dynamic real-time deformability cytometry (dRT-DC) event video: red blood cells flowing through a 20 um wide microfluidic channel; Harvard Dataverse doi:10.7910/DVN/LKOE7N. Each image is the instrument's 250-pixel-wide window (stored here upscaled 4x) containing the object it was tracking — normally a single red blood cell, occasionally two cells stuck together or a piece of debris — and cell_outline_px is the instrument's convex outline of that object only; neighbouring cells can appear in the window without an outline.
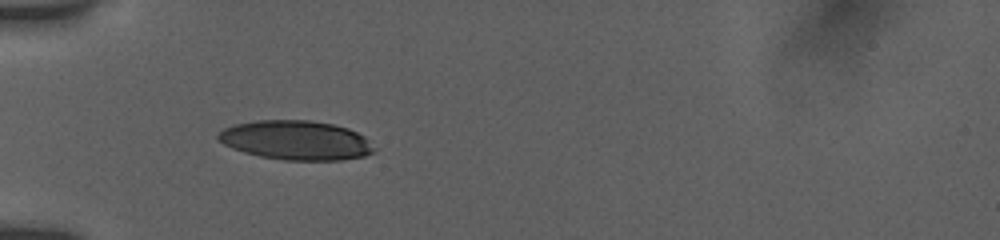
{"species": "human", "species_latin": "Homo sapiens", "temperature_condition": "room temperature", "stored_images_in_passage": 7, "camera_frame_rate_fps": 3000, "um_per_image_px": 0.085, "donor": {"sex": "female"}, "frame": {"image": 1, "passage_image": 6, "time_ms": 5.333, "image_size_px": [1000, 240], "cell_outline_px": [[372, 152], [364, 156], [340, 160], [284, 160], [260, 156], [244, 152], [232, 148], [224, 144], [216, 136], [224, 128], [236, 124], [256, 120], [308, 120], [332, 124], [348, 128], [364, 136], [372, 148]], "centroid_in_image_um": [25.12, 11.92], "position_along_channel_um": 59.9, "area_um2": 35.32}}